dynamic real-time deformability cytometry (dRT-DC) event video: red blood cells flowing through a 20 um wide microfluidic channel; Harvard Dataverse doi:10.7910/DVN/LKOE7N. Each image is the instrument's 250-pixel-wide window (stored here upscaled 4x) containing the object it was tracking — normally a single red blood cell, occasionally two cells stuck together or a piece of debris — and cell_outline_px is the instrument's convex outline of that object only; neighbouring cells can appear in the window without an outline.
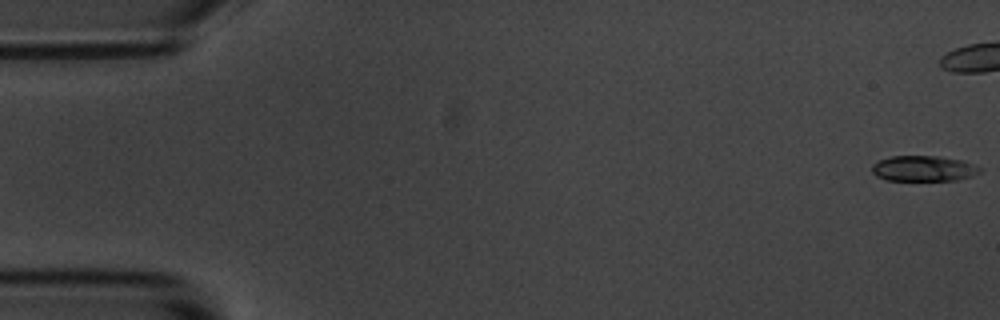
{"species": "common noctule bat (a hibernating species)", "species_latin": "Nyctalus noctula", "temperature_condition": "room temperature", "stored_images_in_passage": 45, "camera_frame_rate_fps": 3000, "um_per_image_px": 0.085, "animal": {"sex": "male", "body_mass_g": 20.1, "forearm_length_mm": 53.5}, "frame": {"image": 1, "passage_image": 1, "time_ms": 0.0, "image_size_px": [1000, 320], "cell_outline_px": [[980, 172], [972, 176], [956, 180], [884, 180], [876, 176], [872, 172], [872, 164], [880, 160], [892, 156], [940, 156], [960, 160], [972, 164], [980, 168]], "centroid_in_image_um": [78.47, 14.32], "position_along_channel_um": 6.5, "area_um2": 15.95}}
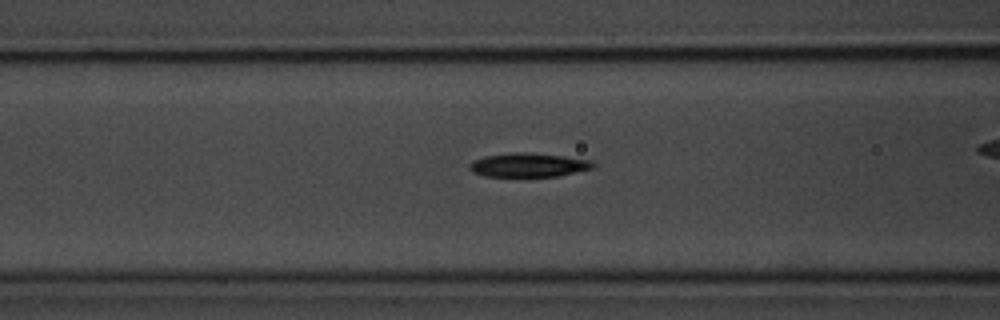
{"frame": {"image": 2, "passage_image": 22, "time_ms": 7.0, "image_size_px": [1000, 320], "cell_outline_px": [[596, 164], [592, 168], [556, 176], [484, 176], [472, 172], [468, 168], [476, 160], [484, 156], [508, 152], [524, 152], [564, 156], [592, 160]], "centroid_in_image_um": [44.92, 14.01], "position_along_channel_um": 121.7, "area_um2": 17.05}}
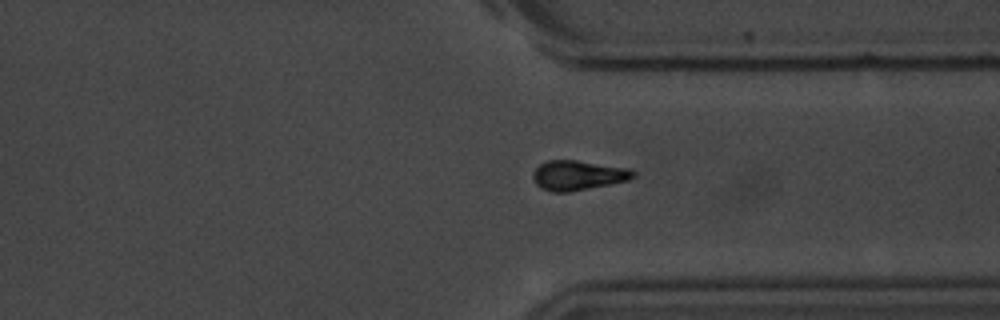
{"frame": {"image": 3, "passage_image": 42, "time_ms": 13.667, "image_size_px": [1000, 320], "cell_outline_px": [[636, 176], [628, 180], [568, 192], [552, 192], [540, 188], [532, 180], [532, 172], [540, 164], [548, 160], [576, 160], [632, 168], [636, 172]], "centroid_in_image_um": [49.12, 14.89], "position_along_channel_um": 362.3, "area_um2": 17.51}}